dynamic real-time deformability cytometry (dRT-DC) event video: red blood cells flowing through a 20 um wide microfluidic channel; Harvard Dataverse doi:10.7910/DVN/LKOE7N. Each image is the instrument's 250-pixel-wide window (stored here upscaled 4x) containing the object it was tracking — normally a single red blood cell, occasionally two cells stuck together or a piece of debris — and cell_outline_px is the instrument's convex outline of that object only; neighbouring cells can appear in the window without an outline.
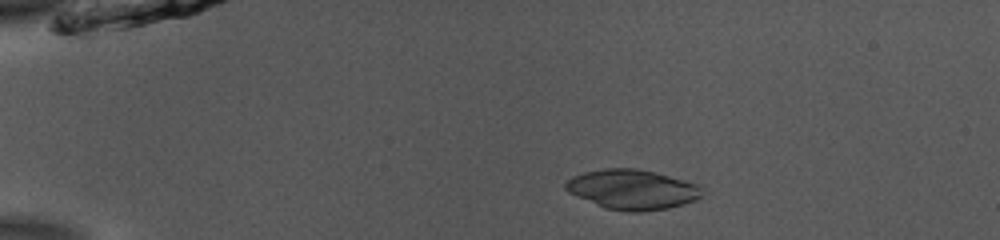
{"species": "common noctule bat (a hibernating species)", "species_latin": "Nyctalus noctula", "temperature_condition": "room temperature", "stored_images_in_passage": 44, "camera_frame_rate_fps": 3000, "um_per_image_px": 0.085, "animal": {"sex": "male", "body_mass_g": 13.0, "forearm_length_mm": 53.1}, "frame": {"image": 1, "passage_image": 3, "time_ms": 0.667, "image_size_px": [1000, 240], "cell_outline_px": [[704, 196], [696, 200], [684, 204], [668, 208], [640, 212], [628, 212], [604, 208], [568, 192], [564, 188], [564, 184], [572, 176], [584, 172], [604, 168], [636, 168], [656, 172], [700, 184]], "centroid_in_image_um": [53.78, 16.1], "position_along_channel_um": 31.2, "area_um2": 32.02}}